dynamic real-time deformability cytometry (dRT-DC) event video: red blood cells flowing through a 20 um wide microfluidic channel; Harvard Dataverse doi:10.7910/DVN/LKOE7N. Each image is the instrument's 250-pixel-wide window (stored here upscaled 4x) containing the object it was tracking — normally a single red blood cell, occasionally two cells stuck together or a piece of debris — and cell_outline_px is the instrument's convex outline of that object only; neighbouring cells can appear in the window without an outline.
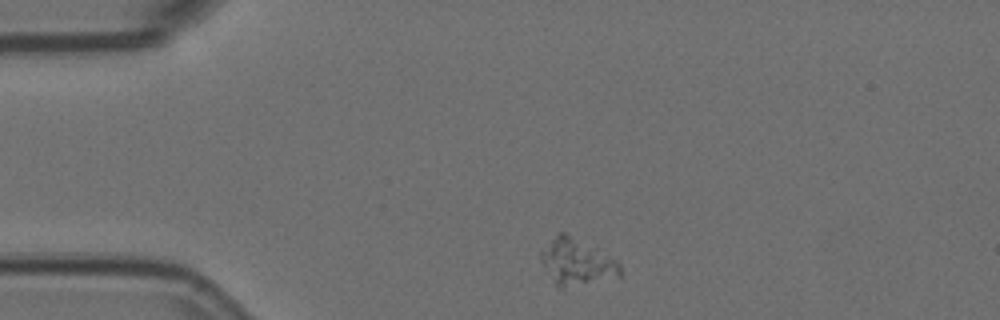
{"species": "Egyptian fruit bat (a non-hibernating species)", "species_latin": "Rousettus aegyptiacus", "temperature_condition": "room temperature", "stored_images_in_passage": 3, "camera_frame_rate_fps": 3000, "um_per_image_px": 0.085, "animal": {"sex": "female"}, "frame": {"image": 1, "passage_image": 1, "time_ms": 0.0, "image_size_px": [1000, 320], "cell_outline_px": [[624, 276], [556, 288], [544, 264], [540, 252], [540, 248], [560, 232], [564, 232], [596, 248], [616, 260], [620, 264]], "centroid_in_image_um": [49.04, 22.26], "position_along_channel_um": 36.0, "area_um2": 20.98}}
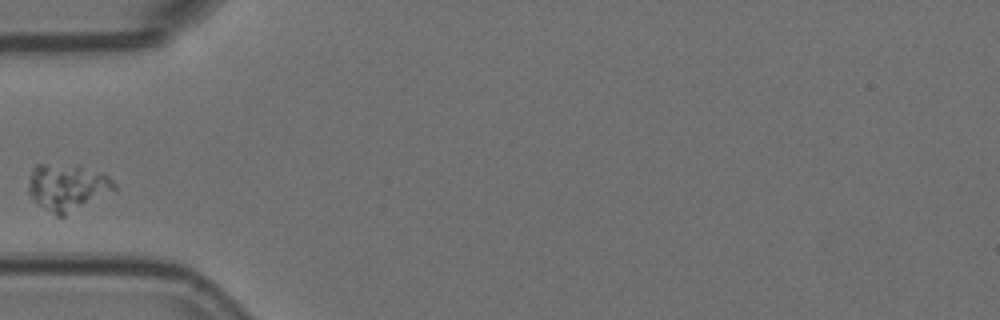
{"frame": {"image": 2, "passage_image": 3, "time_ms": 0.667, "image_size_px": [1000, 320], "cell_outline_px": [[116, 188], [64, 216], [56, 216], [36, 204], [32, 200], [28, 192], [28, 180], [32, 168], [36, 164], [76, 164], [104, 172], [116, 184]], "centroid_in_image_um": [5.67, 15.88], "position_along_channel_um": 79.3, "area_um2": 23.58}}